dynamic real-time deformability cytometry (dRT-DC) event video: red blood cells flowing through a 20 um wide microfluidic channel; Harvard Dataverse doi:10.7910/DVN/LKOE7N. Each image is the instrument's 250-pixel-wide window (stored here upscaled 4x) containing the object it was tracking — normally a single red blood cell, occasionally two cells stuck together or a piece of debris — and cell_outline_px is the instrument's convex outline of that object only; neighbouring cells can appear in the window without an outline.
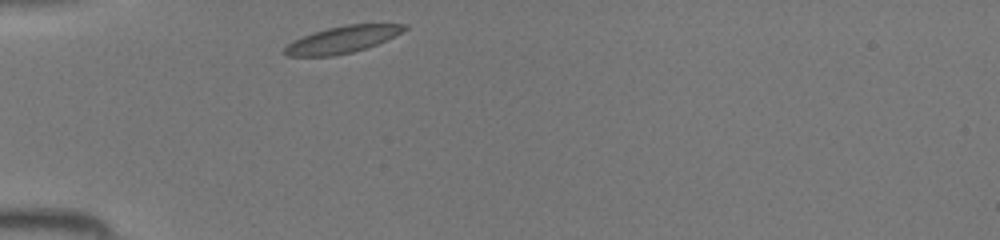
{"species": "common noctule bat (a hibernating species)", "species_latin": "Nyctalus noctula", "temperature_condition": "room temperature", "stored_images_in_passage": 28, "camera_frame_rate_fps": 3000, "um_per_image_px": 0.085, "animal": {"sex": "female", "body_mass_g": 19.5, "forearm_length_mm": 54.1}, "frame": {"image": 1, "passage_image": 1, "time_ms": 0.0, "image_size_px": [1000, 240], "cell_outline_px": [[408, 28], [368, 48], [352, 52], [332, 56], [288, 56], [280, 52], [292, 40], [312, 32], [344, 24], [408, 24]], "centroid_in_image_um": [29.03, 3.36], "position_along_channel_um": 56.0, "area_um2": 18.73}}
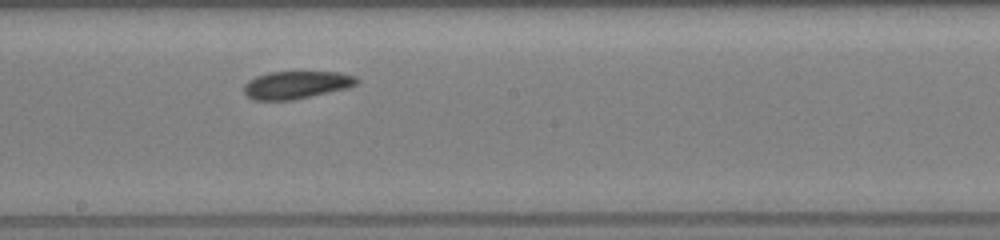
{"frame": {"image": 2, "passage_image": 13, "time_ms": 4.0, "image_size_px": [1000, 240], "cell_outline_px": [[360, 80], [356, 84], [348, 88], [292, 100], [252, 100], [244, 96], [244, 84], [248, 80], [256, 76], [268, 72], [340, 72], [356, 76]], "centroid_in_image_um": [25.16, 7.21], "position_along_channel_um": 223.0, "area_um2": 18.38}}
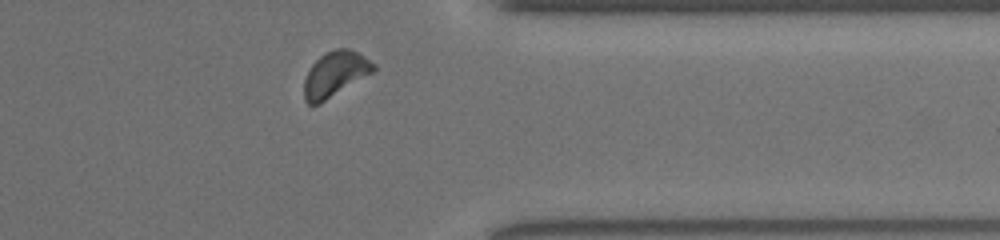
{"frame": {"image": 3, "passage_image": 24, "time_ms": 7.667, "image_size_px": [1000, 240], "cell_outline_px": [[376, 72], [320, 104], [308, 104], [304, 100], [304, 80], [312, 64], [324, 52], [336, 48], [348, 48], [364, 56], [376, 64]], "centroid_in_image_um": [28.52, 6.31], "position_along_channel_um": 382.9, "area_um2": 18.67}}